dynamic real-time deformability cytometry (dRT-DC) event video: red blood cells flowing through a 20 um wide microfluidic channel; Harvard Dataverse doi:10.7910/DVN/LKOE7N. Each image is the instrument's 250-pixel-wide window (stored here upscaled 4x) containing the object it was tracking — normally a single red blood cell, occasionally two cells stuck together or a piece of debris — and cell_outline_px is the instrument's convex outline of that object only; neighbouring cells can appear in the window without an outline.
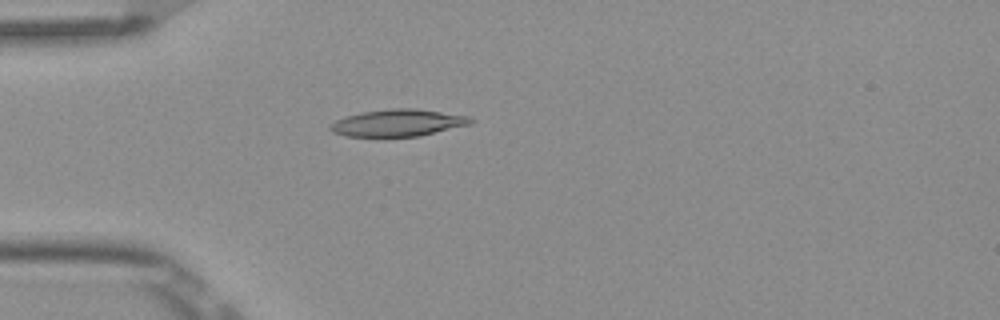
{"species": "Egyptian fruit bat (a non-hibernating species)", "species_latin": "Rousettus aegyptiacus", "temperature_condition": "room temperature", "stored_images_in_passage": 4, "camera_frame_rate_fps": 3000, "um_per_image_px": 0.085, "frame": {"image": 1, "passage_image": 4, "time_ms": 1.0, "image_size_px": [1000, 320], "cell_outline_px": [[476, 120], [472, 124], [420, 136], [384, 140], [344, 136], [332, 132], [328, 128], [328, 124], [344, 116], [360, 112], [392, 108], [416, 108], [468, 116]], "centroid_in_image_um": [33.75, 10.49], "position_along_channel_um": 51.3, "area_um2": 23.41}}